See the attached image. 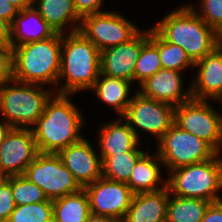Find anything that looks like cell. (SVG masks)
I'll list each match as a JSON object with an SVG mask.
<instances>
[{
  "label": "cell",
  "mask_w": 222,
  "mask_h": 222,
  "mask_svg": "<svg viewBox=\"0 0 222 222\" xmlns=\"http://www.w3.org/2000/svg\"><path fill=\"white\" fill-rule=\"evenodd\" d=\"M68 94L54 93L46 102L43 114L38 118L33 130L38 152L58 154L83 136V116L69 100Z\"/></svg>",
  "instance_id": "obj_1"
},
{
  "label": "cell",
  "mask_w": 222,
  "mask_h": 222,
  "mask_svg": "<svg viewBox=\"0 0 222 222\" xmlns=\"http://www.w3.org/2000/svg\"><path fill=\"white\" fill-rule=\"evenodd\" d=\"M157 155L167 171L213 158L217 152L204 140L175 123L158 140Z\"/></svg>",
  "instance_id": "obj_7"
},
{
  "label": "cell",
  "mask_w": 222,
  "mask_h": 222,
  "mask_svg": "<svg viewBox=\"0 0 222 222\" xmlns=\"http://www.w3.org/2000/svg\"><path fill=\"white\" fill-rule=\"evenodd\" d=\"M157 49L163 69L180 72L183 69L186 70L189 66L194 67V63L183 48L166 41L158 32Z\"/></svg>",
  "instance_id": "obj_28"
},
{
  "label": "cell",
  "mask_w": 222,
  "mask_h": 222,
  "mask_svg": "<svg viewBox=\"0 0 222 222\" xmlns=\"http://www.w3.org/2000/svg\"><path fill=\"white\" fill-rule=\"evenodd\" d=\"M62 34V48L58 81L64 83L54 91L74 94L91 89L100 74L101 51L80 31Z\"/></svg>",
  "instance_id": "obj_3"
},
{
  "label": "cell",
  "mask_w": 222,
  "mask_h": 222,
  "mask_svg": "<svg viewBox=\"0 0 222 222\" xmlns=\"http://www.w3.org/2000/svg\"><path fill=\"white\" fill-rule=\"evenodd\" d=\"M58 155L82 188L102 177L101 157L85 138L62 149Z\"/></svg>",
  "instance_id": "obj_15"
},
{
  "label": "cell",
  "mask_w": 222,
  "mask_h": 222,
  "mask_svg": "<svg viewBox=\"0 0 222 222\" xmlns=\"http://www.w3.org/2000/svg\"><path fill=\"white\" fill-rule=\"evenodd\" d=\"M79 31L103 51L129 41L140 30L121 14L105 11L83 17Z\"/></svg>",
  "instance_id": "obj_11"
},
{
  "label": "cell",
  "mask_w": 222,
  "mask_h": 222,
  "mask_svg": "<svg viewBox=\"0 0 222 222\" xmlns=\"http://www.w3.org/2000/svg\"><path fill=\"white\" fill-rule=\"evenodd\" d=\"M57 32L52 28L35 9L19 10L11 24V43L13 49L21 44L41 41L55 36Z\"/></svg>",
  "instance_id": "obj_18"
},
{
  "label": "cell",
  "mask_w": 222,
  "mask_h": 222,
  "mask_svg": "<svg viewBox=\"0 0 222 222\" xmlns=\"http://www.w3.org/2000/svg\"><path fill=\"white\" fill-rule=\"evenodd\" d=\"M181 76V72L160 69L142 82L140 84L141 90L138 89L137 91L143 96L177 107L192 98L190 87L187 92L182 91L183 79Z\"/></svg>",
  "instance_id": "obj_16"
},
{
  "label": "cell",
  "mask_w": 222,
  "mask_h": 222,
  "mask_svg": "<svg viewBox=\"0 0 222 222\" xmlns=\"http://www.w3.org/2000/svg\"><path fill=\"white\" fill-rule=\"evenodd\" d=\"M160 69H163V67L157 49V31L151 27L149 29V39L141 47L135 65L134 81L136 80L141 84Z\"/></svg>",
  "instance_id": "obj_26"
},
{
  "label": "cell",
  "mask_w": 222,
  "mask_h": 222,
  "mask_svg": "<svg viewBox=\"0 0 222 222\" xmlns=\"http://www.w3.org/2000/svg\"><path fill=\"white\" fill-rule=\"evenodd\" d=\"M84 190L89 199L91 213L111 216L120 222L124 219L134 196L126 183L104 177L84 187Z\"/></svg>",
  "instance_id": "obj_12"
},
{
  "label": "cell",
  "mask_w": 222,
  "mask_h": 222,
  "mask_svg": "<svg viewBox=\"0 0 222 222\" xmlns=\"http://www.w3.org/2000/svg\"><path fill=\"white\" fill-rule=\"evenodd\" d=\"M7 222H53L52 200L15 206Z\"/></svg>",
  "instance_id": "obj_29"
},
{
  "label": "cell",
  "mask_w": 222,
  "mask_h": 222,
  "mask_svg": "<svg viewBox=\"0 0 222 222\" xmlns=\"http://www.w3.org/2000/svg\"><path fill=\"white\" fill-rule=\"evenodd\" d=\"M195 6L170 12L153 28L168 42L184 49L195 64L222 44V36L199 16Z\"/></svg>",
  "instance_id": "obj_2"
},
{
  "label": "cell",
  "mask_w": 222,
  "mask_h": 222,
  "mask_svg": "<svg viewBox=\"0 0 222 222\" xmlns=\"http://www.w3.org/2000/svg\"><path fill=\"white\" fill-rule=\"evenodd\" d=\"M43 87L12 80L0 88V114L5 117L3 121L12 128H33L43 114L46 102L55 93L53 90H56H44Z\"/></svg>",
  "instance_id": "obj_6"
},
{
  "label": "cell",
  "mask_w": 222,
  "mask_h": 222,
  "mask_svg": "<svg viewBox=\"0 0 222 222\" xmlns=\"http://www.w3.org/2000/svg\"><path fill=\"white\" fill-rule=\"evenodd\" d=\"M62 33L41 41L21 44L12 49L13 80L38 84H58Z\"/></svg>",
  "instance_id": "obj_4"
},
{
  "label": "cell",
  "mask_w": 222,
  "mask_h": 222,
  "mask_svg": "<svg viewBox=\"0 0 222 222\" xmlns=\"http://www.w3.org/2000/svg\"><path fill=\"white\" fill-rule=\"evenodd\" d=\"M217 153L213 158L170 170L166 179L172 195L202 199L212 202L220 201L218 194L222 189V157Z\"/></svg>",
  "instance_id": "obj_5"
},
{
  "label": "cell",
  "mask_w": 222,
  "mask_h": 222,
  "mask_svg": "<svg viewBox=\"0 0 222 222\" xmlns=\"http://www.w3.org/2000/svg\"><path fill=\"white\" fill-rule=\"evenodd\" d=\"M33 5L43 19L57 33H64L66 23H70V33L79 31L81 18L77 15L73 0H33Z\"/></svg>",
  "instance_id": "obj_22"
},
{
  "label": "cell",
  "mask_w": 222,
  "mask_h": 222,
  "mask_svg": "<svg viewBox=\"0 0 222 222\" xmlns=\"http://www.w3.org/2000/svg\"><path fill=\"white\" fill-rule=\"evenodd\" d=\"M14 6H16L19 10H23L26 8H30L33 6V0H8Z\"/></svg>",
  "instance_id": "obj_39"
},
{
  "label": "cell",
  "mask_w": 222,
  "mask_h": 222,
  "mask_svg": "<svg viewBox=\"0 0 222 222\" xmlns=\"http://www.w3.org/2000/svg\"><path fill=\"white\" fill-rule=\"evenodd\" d=\"M210 203L202 199L178 197L169 192L166 222H201Z\"/></svg>",
  "instance_id": "obj_25"
},
{
  "label": "cell",
  "mask_w": 222,
  "mask_h": 222,
  "mask_svg": "<svg viewBox=\"0 0 222 222\" xmlns=\"http://www.w3.org/2000/svg\"><path fill=\"white\" fill-rule=\"evenodd\" d=\"M12 129V127L7 124L5 121L0 122V144L3 142L5 139L6 135L8 132Z\"/></svg>",
  "instance_id": "obj_40"
},
{
  "label": "cell",
  "mask_w": 222,
  "mask_h": 222,
  "mask_svg": "<svg viewBox=\"0 0 222 222\" xmlns=\"http://www.w3.org/2000/svg\"><path fill=\"white\" fill-rule=\"evenodd\" d=\"M10 184L15 205H28L47 201L43 190L24 175L11 176Z\"/></svg>",
  "instance_id": "obj_30"
},
{
  "label": "cell",
  "mask_w": 222,
  "mask_h": 222,
  "mask_svg": "<svg viewBox=\"0 0 222 222\" xmlns=\"http://www.w3.org/2000/svg\"><path fill=\"white\" fill-rule=\"evenodd\" d=\"M11 43V24L0 18V45L10 47Z\"/></svg>",
  "instance_id": "obj_37"
},
{
  "label": "cell",
  "mask_w": 222,
  "mask_h": 222,
  "mask_svg": "<svg viewBox=\"0 0 222 222\" xmlns=\"http://www.w3.org/2000/svg\"><path fill=\"white\" fill-rule=\"evenodd\" d=\"M161 163L163 162L156 152L154 155L145 152L137 160L126 185L134 194L156 192L166 188L167 181L162 184L163 187H158L159 180L162 181L160 165L163 164Z\"/></svg>",
  "instance_id": "obj_21"
},
{
  "label": "cell",
  "mask_w": 222,
  "mask_h": 222,
  "mask_svg": "<svg viewBox=\"0 0 222 222\" xmlns=\"http://www.w3.org/2000/svg\"><path fill=\"white\" fill-rule=\"evenodd\" d=\"M201 222H222V202L210 203Z\"/></svg>",
  "instance_id": "obj_35"
},
{
  "label": "cell",
  "mask_w": 222,
  "mask_h": 222,
  "mask_svg": "<svg viewBox=\"0 0 222 222\" xmlns=\"http://www.w3.org/2000/svg\"><path fill=\"white\" fill-rule=\"evenodd\" d=\"M194 67L199 69L190 87L192 98H213L222 102V44L196 62Z\"/></svg>",
  "instance_id": "obj_17"
},
{
  "label": "cell",
  "mask_w": 222,
  "mask_h": 222,
  "mask_svg": "<svg viewBox=\"0 0 222 222\" xmlns=\"http://www.w3.org/2000/svg\"><path fill=\"white\" fill-rule=\"evenodd\" d=\"M85 222H120V221L111 216L90 213Z\"/></svg>",
  "instance_id": "obj_38"
},
{
  "label": "cell",
  "mask_w": 222,
  "mask_h": 222,
  "mask_svg": "<svg viewBox=\"0 0 222 222\" xmlns=\"http://www.w3.org/2000/svg\"><path fill=\"white\" fill-rule=\"evenodd\" d=\"M18 12L19 9L8 0H0V18L12 24Z\"/></svg>",
  "instance_id": "obj_36"
},
{
  "label": "cell",
  "mask_w": 222,
  "mask_h": 222,
  "mask_svg": "<svg viewBox=\"0 0 222 222\" xmlns=\"http://www.w3.org/2000/svg\"><path fill=\"white\" fill-rule=\"evenodd\" d=\"M149 39V30L139 31L132 39L101 51L100 73L134 82V69L141 47Z\"/></svg>",
  "instance_id": "obj_14"
},
{
  "label": "cell",
  "mask_w": 222,
  "mask_h": 222,
  "mask_svg": "<svg viewBox=\"0 0 222 222\" xmlns=\"http://www.w3.org/2000/svg\"><path fill=\"white\" fill-rule=\"evenodd\" d=\"M139 139L137 127L151 133L157 141L174 124L175 107L143 96L136 91L122 116Z\"/></svg>",
  "instance_id": "obj_10"
},
{
  "label": "cell",
  "mask_w": 222,
  "mask_h": 222,
  "mask_svg": "<svg viewBox=\"0 0 222 222\" xmlns=\"http://www.w3.org/2000/svg\"><path fill=\"white\" fill-rule=\"evenodd\" d=\"M169 189L134 194L122 222H166Z\"/></svg>",
  "instance_id": "obj_19"
},
{
  "label": "cell",
  "mask_w": 222,
  "mask_h": 222,
  "mask_svg": "<svg viewBox=\"0 0 222 222\" xmlns=\"http://www.w3.org/2000/svg\"><path fill=\"white\" fill-rule=\"evenodd\" d=\"M145 151H128L108 156L102 162V177L127 183L137 160Z\"/></svg>",
  "instance_id": "obj_27"
},
{
  "label": "cell",
  "mask_w": 222,
  "mask_h": 222,
  "mask_svg": "<svg viewBox=\"0 0 222 222\" xmlns=\"http://www.w3.org/2000/svg\"><path fill=\"white\" fill-rule=\"evenodd\" d=\"M120 117L111 123L104 124L98 131L100 157L103 162L108 156L128 151H143L138 149V137L128 123ZM122 122V123H121ZM124 123V124H123Z\"/></svg>",
  "instance_id": "obj_20"
},
{
  "label": "cell",
  "mask_w": 222,
  "mask_h": 222,
  "mask_svg": "<svg viewBox=\"0 0 222 222\" xmlns=\"http://www.w3.org/2000/svg\"><path fill=\"white\" fill-rule=\"evenodd\" d=\"M15 206L10 177H4L0 180V222L8 221Z\"/></svg>",
  "instance_id": "obj_32"
},
{
  "label": "cell",
  "mask_w": 222,
  "mask_h": 222,
  "mask_svg": "<svg viewBox=\"0 0 222 222\" xmlns=\"http://www.w3.org/2000/svg\"><path fill=\"white\" fill-rule=\"evenodd\" d=\"M174 123L208 143L217 153L222 146V115L208 100L191 98L175 107Z\"/></svg>",
  "instance_id": "obj_9"
},
{
  "label": "cell",
  "mask_w": 222,
  "mask_h": 222,
  "mask_svg": "<svg viewBox=\"0 0 222 222\" xmlns=\"http://www.w3.org/2000/svg\"><path fill=\"white\" fill-rule=\"evenodd\" d=\"M33 130L12 128L0 144V173L3 177L24 175L38 154Z\"/></svg>",
  "instance_id": "obj_13"
},
{
  "label": "cell",
  "mask_w": 222,
  "mask_h": 222,
  "mask_svg": "<svg viewBox=\"0 0 222 222\" xmlns=\"http://www.w3.org/2000/svg\"><path fill=\"white\" fill-rule=\"evenodd\" d=\"M102 3L103 0H73L74 9L81 19L87 15L105 12L100 11Z\"/></svg>",
  "instance_id": "obj_34"
},
{
  "label": "cell",
  "mask_w": 222,
  "mask_h": 222,
  "mask_svg": "<svg viewBox=\"0 0 222 222\" xmlns=\"http://www.w3.org/2000/svg\"><path fill=\"white\" fill-rule=\"evenodd\" d=\"M13 80V52L11 47L0 45V88Z\"/></svg>",
  "instance_id": "obj_33"
},
{
  "label": "cell",
  "mask_w": 222,
  "mask_h": 222,
  "mask_svg": "<svg viewBox=\"0 0 222 222\" xmlns=\"http://www.w3.org/2000/svg\"><path fill=\"white\" fill-rule=\"evenodd\" d=\"M24 176L41 188L52 201L83 189L60 156L54 153L39 152L26 168Z\"/></svg>",
  "instance_id": "obj_8"
},
{
  "label": "cell",
  "mask_w": 222,
  "mask_h": 222,
  "mask_svg": "<svg viewBox=\"0 0 222 222\" xmlns=\"http://www.w3.org/2000/svg\"><path fill=\"white\" fill-rule=\"evenodd\" d=\"M100 77H103V79L100 80ZM131 83L100 73L91 89L96 92L101 101L111 106V108L113 107L119 116L122 117L132 99V97L128 98Z\"/></svg>",
  "instance_id": "obj_23"
},
{
  "label": "cell",
  "mask_w": 222,
  "mask_h": 222,
  "mask_svg": "<svg viewBox=\"0 0 222 222\" xmlns=\"http://www.w3.org/2000/svg\"><path fill=\"white\" fill-rule=\"evenodd\" d=\"M202 15H198L208 26L222 36V0H201Z\"/></svg>",
  "instance_id": "obj_31"
},
{
  "label": "cell",
  "mask_w": 222,
  "mask_h": 222,
  "mask_svg": "<svg viewBox=\"0 0 222 222\" xmlns=\"http://www.w3.org/2000/svg\"><path fill=\"white\" fill-rule=\"evenodd\" d=\"M53 222H85L90 215V205L84 188L78 192L55 199Z\"/></svg>",
  "instance_id": "obj_24"
}]
</instances>
